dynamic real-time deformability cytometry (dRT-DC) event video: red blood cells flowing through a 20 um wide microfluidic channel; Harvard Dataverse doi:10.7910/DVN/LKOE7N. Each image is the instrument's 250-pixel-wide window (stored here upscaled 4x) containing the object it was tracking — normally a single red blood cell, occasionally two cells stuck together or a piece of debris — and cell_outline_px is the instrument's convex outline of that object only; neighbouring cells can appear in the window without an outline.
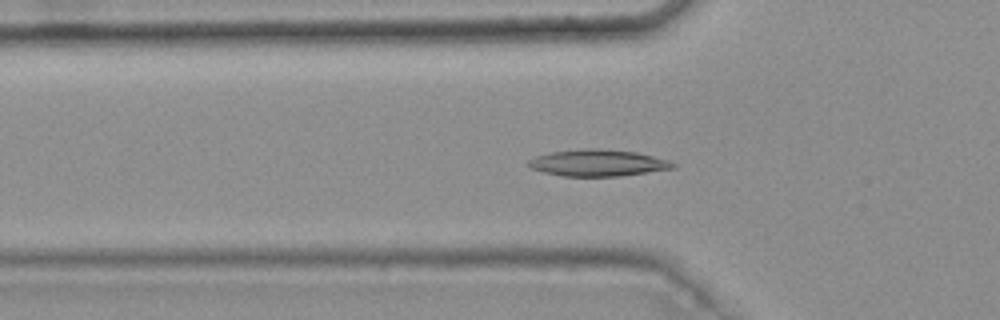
{"species": "common noctule bat (a hibernating species)", "species_latin": "Nyctalus noctula", "temperature_condition": "warm", "stored_images_in_passage": 40, "camera_frame_rate_fps": 3000, "um_per_image_px": 0.085, "animal": {"sex": "female", "body_mass_g": 25.1}, "frame": {"image": 1, "passage_image": 16, "time_ms": 5.0, "image_size_px": [1000, 320], "cell_outline_px": [[676, 168], [620, 176], [564, 176], [544, 172], [532, 168], [524, 164], [528, 160], [536, 156], [552, 152], [584, 148], [600, 148], [636, 152], [668, 160], [676, 164]], "centroid_in_image_um": [50.81, 13.84], "position_along_channel_um": 75.0, "area_um2": 22.43}}
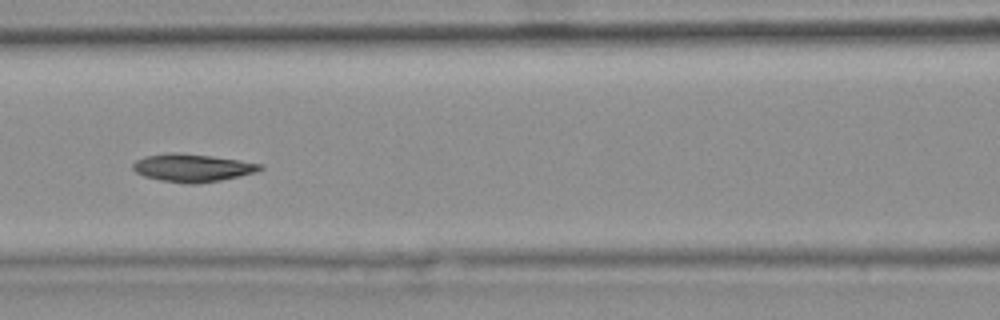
{"frame": {"image": 2, "passage_image": 22, "time_ms": 7.0, "image_size_px": [1000, 320], "cell_outline_px": [[264, 168], [256, 172], [240, 176], [200, 184], [188, 184], [160, 180], [144, 176], [136, 172], [132, 168], [132, 164], [136, 160], [144, 156], [168, 152], [176, 152], [212, 156], [260, 164]], "centroid_in_image_um": [16.31, 14.26], "position_along_channel_um": 150.3, "area_um2": 20.63}}
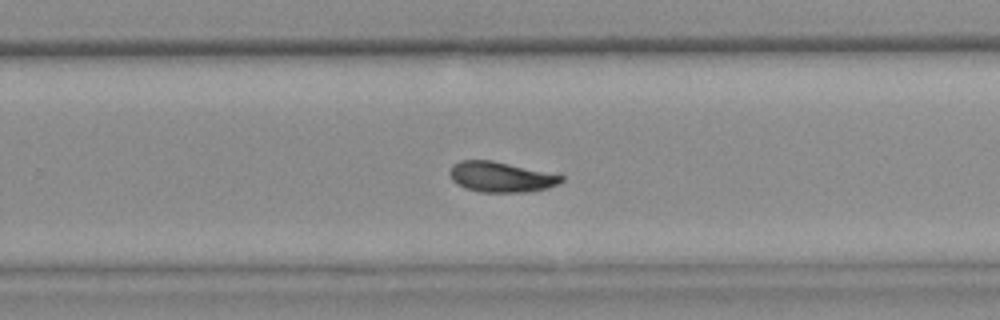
{"frame": {"image": 3, "passage_image": 33, "time_ms": 10.667, "image_size_px": [1000, 320], "cell_outline_px": [[564, 180], [548, 188], [528, 192], [480, 192], [464, 188], [456, 184], [452, 180], [448, 172], [452, 164], [460, 160], [492, 160], [564, 176]], "centroid_in_image_um": [42.52, 15.04], "position_along_channel_um": 287.3, "area_um2": 19.77}, "authors_computed_cell_mechanics": {"area_um2": 20.6346, "velocity_mm_per_s": 3.7534, "shape_relaxation_time_tau1_ms": 5.9684, "shape_relaxation_time_tau2_ms": 6.5317, "deformation_change_tau1": 0.1653, "deformation_change_tau2": 0.1073}}